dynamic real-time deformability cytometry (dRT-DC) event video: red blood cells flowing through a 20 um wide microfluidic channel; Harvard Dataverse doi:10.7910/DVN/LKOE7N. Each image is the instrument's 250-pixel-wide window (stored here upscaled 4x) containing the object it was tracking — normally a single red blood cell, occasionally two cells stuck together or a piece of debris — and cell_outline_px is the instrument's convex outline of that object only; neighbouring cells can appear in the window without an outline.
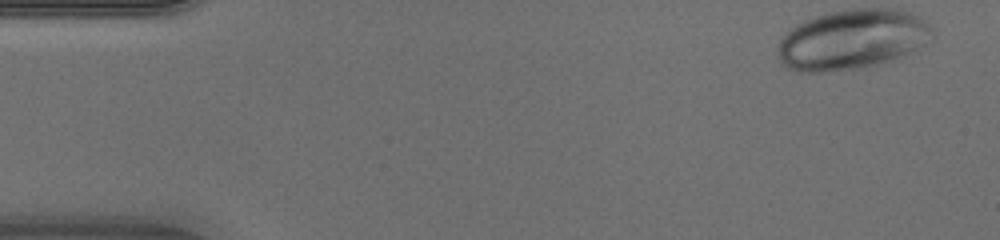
{"species": "human", "species_latin": "Homo sapiens", "temperature_condition": "warm", "stored_images_in_passage": 36, "camera_frame_rate_fps": 3000, "um_per_image_px": 0.085, "donor": {"sex": "male"}, "frame": {"image": 1, "passage_image": 1, "time_ms": 0.0, "image_size_px": [1000, 240], "cell_outline_px": [[920, 24], [900, 52], [892, 56], [880, 60], [864, 64], [836, 68], [796, 68], [788, 64], [780, 56], [780, 44], [796, 28], [820, 16], [840, 12], [896, 12], [908, 16]], "centroid_in_image_um": [72.03, 3.36], "position_along_channel_um": 13.0, "area_um2": 43.29}}
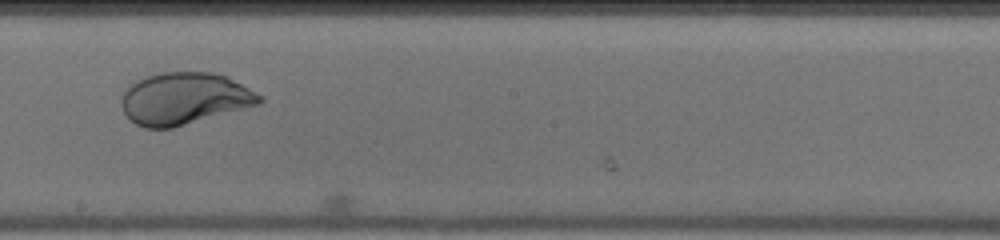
{"frame": {"image": 2, "passage_image": 24, "time_ms": 7.667, "image_size_px": [1000, 240], "cell_outline_px": [[264, 100], [256, 104], [172, 128], [148, 128], [136, 124], [124, 112], [124, 92], [132, 84], [148, 76], [164, 72], [208, 72], [224, 76], [240, 84], [260, 96]], "centroid_in_image_um": [15.64, 8.38], "position_along_channel_um": 232.6, "area_um2": 40.23}}
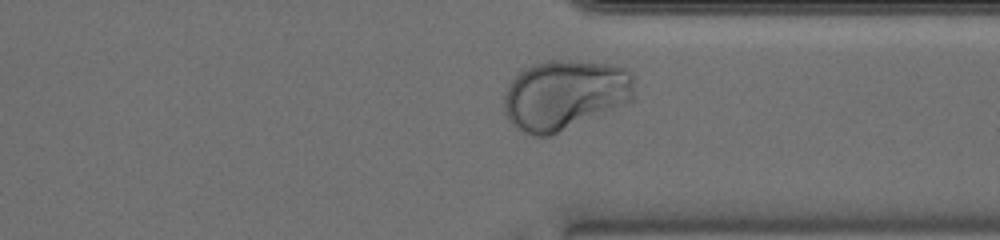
{"frame": {"image": 3, "passage_image": 33, "time_ms": 10.667, "image_size_px": [1000, 240], "cell_outline_px": [[632, 100], [548, 136], [540, 136], [528, 132], [520, 128], [508, 116], [504, 104], [508, 88], [512, 80], [520, 72], [536, 64], [596, 64], [620, 68], [632, 76]], "centroid_in_image_um": [47.99, 8.11], "position_along_channel_um": 363.4, "area_um2": 49.48}}